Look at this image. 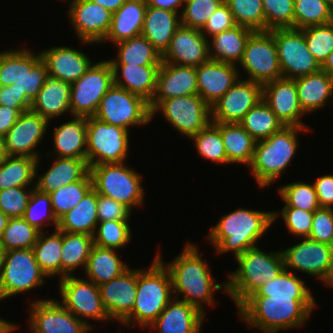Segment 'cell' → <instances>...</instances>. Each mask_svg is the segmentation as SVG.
<instances>
[{"label": "cell", "mask_w": 333, "mask_h": 333, "mask_svg": "<svg viewBox=\"0 0 333 333\" xmlns=\"http://www.w3.org/2000/svg\"><path fill=\"white\" fill-rule=\"evenodd\" d=\"M49 122L40 114L28 110L22 112L15 124L4 136L8 156H26L41 159L35 148L42 143Z\"/></svg>", "instance_id": "cell-20"}, {"label": "cell", "mask_w": 333, "mask_h": 333, "mask_svg": "<svg viewBox=\"0 0 333 333\" xmlns=\"http://www.w3.org/2000/svg\"><path fill=\"white\" fill-rule=\"evenodd\" d=\"M0 52V86H10L22 77V48Z\"/></svg>", "instance_id": "cell-59"}, {"label": "cell", "mask_w": 333, "mask_h": 333, "mask_svg": "<svg viewBox=\"0 0 333 333\" xmlns=\"http://www.w3.org/2000/svg\"><path fill=\"white\" fill-rule=\"evenodd\" d=\"M237 25L228 4L224 1L208 19L201 30L202 34L208 39L218 33Z\"/></svg>", "instance_id": "cell-62"}, {"label": "cell", "mask_w": 333, "mask_h": 333, "mask_svg": "<svg viewBox=\"0 0 333 333\" xmlns=\"http://www.w3.org/2000/svg\"><path fill=\"white\" fill-rule=\"evenodd\" d=\"M0 105L15 109H31L32 101L12 84L0 86Z\"/></svg>", "instance_id": "cell-63"}, {"label": "cell", "mask_w": 333, "mask_h": 333, "mask_svg": "<svg viewBox=\"0 0 333 333\" xmlns=\"http://www.w3.org/2000/svg\"><path fill=\"white\" fill-rule=\"evenodd\" d=\"M308 238L333 246V208L320 207L314 211Z\"/></svg>", "instance_id": "cell-60"}, {"label": "cell", "mask_w": 333, "mask_h": 333, "mask_svg": "<svg viewBox=\"0 0 333 333\" xmlns=\"http://www.w3.org/2000/svg\"><path fill=\"white\" fill-rule=\"evenodd\" d=\"M333 21V9L326 0H294V28L327 24Z\"/></svg>", "instance_id": "cell-47"}, {"label": "cell", "mask_w": 333, "mask_h": 333, "mask_svg": "<svg viewBox=\"0 0 333 333\" xmlns=\"http://www.w3.org/2000/svg\"><path fill=\"white\" fill-rule=\"evenodd\" d=\"M193 94H198L196 67L162 62L157 75L155 94L149 103L150 111L162 100Z\"/></svg>", "instance_id": "cell-24"}, {"label": "cell", "mask_w": 333, "mask_h": 333, "mask_svg": "<svg viewBox=\"0 0 333 333\" xmlns=\"http://www.w3.org/2000/svg\"><path fill=\"white\" fill-rule=\"evenodd\" d=\"M103 6L111 13L116 12L127 0H90Z\"/></svg>", "instance_id": "cell-67"}, {"label": "cell", "mask_w": 333, "mask_h": 333, "mask_svg": "<svg viewBox=\"0 0 333 333\" xmlns=\"http://www.w3.org/2000/svg\"><path fill=\"white\" fill-rule=\"evenodd\" d=\"M45 278L32 248L6 251L0 274V301L46 284Z\"/></svg>", "instance_id": "cell-10"}, {"label": "cell", "mask_w": 333, "mask_h": 333, "mask_svg": "<svg viewBox=\"0 0 333 333\" xmlns=\"http://www.w3.org/2000/svg\"><path fill=\"white\" fill-rule=\"evenodd\" d=\"M147 8V0H127L116 12L112 13L111 26L102 43L113 44L142 34Z\"/></svg>", "instance_id": "cell-31"}, {"label": "cell", "mask_w": 333, "mask_h": 333, "mask_svg": "<svg viewBox=\"0 0 333 333\" xmlns=\"http://www.w3.org/2000/svg\"><path fill=\"white\" fill-rule=\"evenodd\" d=\"M5 252L6 250L3 248V246L0 243V274L2 271V267L4 265Z\"/></svg>", "instance_id": "cell-73"}, {"label": "cell", "mask_w": 333, "mask_h": 333, "mask_svg": "<svg viewBox=\"0 0 333 333\" xmlns=\"http://www.w3.org/2000/svg\"><path fill=\"white\" fill-rule=\"evenodd\" d=\"M34 187L0 190V210L9 218H22Z\"/></svg>", "instance_id": "cell-57"}, {"label": "cell", "mask_w": 333, "mask_h": 333, "mask_svg": "<svg viewBox=\"0 0 333 333\" xmlns=\"http://www.w3.org/2000/svg\"><path fill=\"white\" fill-rule=\"evenodd\" d=\"M246 79L264 85L282 78L274 30L254 31L248 38L241 61Z\"/></svg>", "instance_id": "cell-12"}, {"label": "cell", "mask_w": 333, "mask_h": 333, "mask_svg": "<svg viewBox=\"0 0 333 333\" xmlns=\"http://www.w3.org/2000/svg\"><path fill=\"white\" fill-rule=\"evenodd\" d=\"M93 245L91 235L62 231L61 278L73 276L80 266L85 271Z\"/></svg>", "instance_id": "cell-39"}, {"label": "cell", "mask_w": 333, "mask_h": 333, "mask_svg": "<svg viewBox=\"0 0 333 333\" xmlns=\"http://www.w3.org/2000/svg\"><path fill=\"white\" fill-rule=\"evenodd\" d=\"M39 233L40 231L31 226L23 217L9 218L0 243L6 251L30 249L37 241Z\"/></svg>", "instance_id": "cell-50"}, {"label": "cell", "mask_w": 333, "mask_h": 333, "mask_svg": "<svg viewBox=\"0 0 333 333\" xmlns=\"http://www.w3.org/2000/svg\"><path fill=\"white\" fill-rule=\"evenodd\" d=\"M93 235L94 244L102 248L119 250L128 245L131 239L129 221H103L98 222Z\"/></svg>", "instance_id": "cell-53"}, {"label": "cell", "mask_w": 333, "mask_h": 333, "mask_svg": "<svg viewBox=\"0 0 333 333\" xmlns=\"http://www.w3.org/2000/svg\"><path fill=\"white\" fill-rule=\"evenodd\" d=\"M94 117L130 131V126L149 124L151 111L142 97L113 84L101 99Z\"/></svg>", "instance_id": "cell-9"}, {"label": "cell", "mask_w": 333, "mask_h": 333, "mask_svg": "<svg viewBox=\"0 0 333 333\" xmlns=\"http://www.w3.org/2000/svg\"><path fill=\"white\" fill-rule=\"evenodd\" d=\"M254 31L235 25L208 40L210 60L239 65L245 45Z\"/></svg>", "instance_id": "cell-35"}, {"label": "cell", "mask_w": 333, "mask_h": 333, "mask_svg": "<svg viewBox=\"0 0 333 333\" xmlns=\"http://www.w3.org/2000/svg\"><path fill=\"white\" fill-rule=\"evenodd\" d=\"M147 4L154 8H162L180 14L184 5V0H147ZM179 9H181V11H179Z\"/></svg>", "instance_id": "cell-66"}, {"label": "cell", "mask_w": 333, "mask_h": 333, "mask_svg": "<svg viewBox=\"0 0 333 333\" xmlns=\"http://www.w3.org/2000/svg\"><path fill=\"white\" fill-rule=\"evenodd\" d=\"M114 84L150 103L156 90L160 65L111 64ZM121 75V76H120Z\"/></svg>", "instance_id": "cell-28"}, {"label": "cell", "mask_w": 333, "mask_h": 333, "mask_svg": "<svg viewBox=\"0 0 333 333\" xmlns=\"http://www.w3.org/2000/svg\"><path fill=\"white\" fill-rule=\"evenodd\" d=\"M225 0H189L180 13L181 25L202 30L208 19Z\"/></svg>", "instance_id": "cell-55"}, {"label": "cell", "mask_w": 333, "mask_h": 333, "mask_svg": "<svg viewBox=\"0 0 333 333\" xmlns=\"http://www.w3.org/2000/svg\"><path fill=\"white\" fill-rule=\"evenodd\" d=\"M7 156L5 139L3 136H0V162H2Z\"/></svg>", "instance_id": "cell-72"}, {"label": "cell", "mask_w": 333, "mask_h": 333, "mask_svg": "<svg viewBox=\"0 0 333 333\" xmlns=\"http://www.w3.org/2000/svg\"><path fill=\"white\" fill-rule=\"evenodd\" d=\"M278 194L285 203L283 207L299 208L308 212L320 208L313 184L302 181L289 183L280 186Z\"/></svg>", "instance_id": "cell-49"}, {"label": "cell", "mask_w": 333, "mask_h": 333, "mask_svg": "<svg viewBox=\"0 0 333 333\" xmlns=\"http://www.w3.org/2000/svg\"><path fill=\"white\" fill-rule=\"evenodd\" d=\"M58 290L61 298L58 302L91 328L94 325H90L88 319L110 321L102 303L99 286L92 281L75 275L66 276L59 280Z\"/></svg>", "instance_id": "cell-14"}, {"label": "cell", "mask_w": 333, "mask_h": 333, "mask_svg": "<svg viewBox=\"0 0 333 333\" xmlns=\"http://www.w3.org/2000/svg\"><path fill=\"white\" fill-rule=\"evenodd\" d=\"M69 6L67 15L82 45L101 43L109 32L112 13L90 0H72Z\"/></svg>", "instance_id": "cell-17"}, {"label": "cell", "mask_w": 333, "mask_h": 333, "mask_svg": "<svg viewBox=\"0 0 333 333\" xmlns=\"http://www.w3.org/2000/svg\"><path fill=\"white\" fill-rule=\"evenodd\" d=\"M309 129L284 126L267 139L256 142L253 159L248 167L260 188L270 187L287 170L298 149V134L309 132Z\"/></svg>", "instance_id": "cell-6"}, {"label": "cell", "mask_w": 333, "mask_h": 333, "mask_svg": "<svg viewBox=\"0 0 333 333\" xmlns=\"http://www.w3.org/2000/svg\"><path fill=\"white\" fill-rule=\"evenodd\" d=\"M198 94L212 107L241 77L237 65L209 60L196 67Z\"/></svg>", "instance_id": "cell-25"}, {"label": "cell", "mask_w": 333, "mask_h": 333, "mask_svg": "<svg viewBox=\"0 0 333 333\" xmlns=\"http://www.w3.org/2000/svg\"><path fill=\"white\" fill-rule=\"evenodd\" d=\"M208 40L201 30L181 25L162 55V62L197 67L210 60Z\"/></svg>", "instance_id": "cell-22"}, {"label": "cell", "mask_w": 333, "mask_h": 333, "mask_svg": "<svg viewBox=\"0 0 333 333\" xmlns=\"http://www.w3.org/2000/svg\"><path fill=\"white\" fill-rule=\"evenodd\" d=\"M117 249L93 245L84 271L87 280L100 286L120 276L130 266L118 257Z\"/></svg>", "instance_id": "cell-37"}, {"label": "cell", "mask_w": 333, "mask_h": 333, "mask_svg": "<svg viewBox=\"0 0 333 333\" xmlns=\"http://www.w3.org/2000/svg\"><path fill=\"white\" fill-rule=\"evenodd\" d=\"M308 50L320 65L333 51V21L302 29Z\"/></svg>", "instance_id": "cell-54"}, {"label": "cell", "mask_w": 333, "mask_h": 333, "mask_svg": "<svg viewBox=\"0 0 333 333\" xmlns=\"http://www.w3.org/2000/svg\"><path fill=\"white\" fill-rule=\"evenodd\" d=\"M239 124L256 141L265 140L284 127L263 99L245 114Z\"/></svg>", "instance_id": "cell-45"}, {"label": "cell", "mask_w": 333, "mask_h": 333, "mask_svg": "<svg viewBox=\"0 0 333 333\" xmlns=\"http://www.w3.org/2000/svg\"><path fill=\"white\" fill-rule=\"evenodd\" d=\"M130 131L87 117L86 159L91 166L124 163L127 160Z\"/></svg>", "instance_id": "cell-8"}, {"label": "cell", "mask_w": 333, "mask_h": 333, "mask_svg": "<svg viewBox=\"0 0 333 333\" xmlns=\"http://www.w3.org/2000/svg\"><path fill=\"white\" fill-rule=\"evenodd\" d=\"M73 118L53 130V151L57 157L86 159L87 117Z\"/></svg>", "instance_id": "cell-33"}, {"label": "cell", "mask_w": 333, "mask_h": 333, "mask_svg": "<svg viewBox=\"0 0 333 333\" xmlns=\"http://www.w3.org/2000/svg\"><path fill=\"white\" fill-rule=\"evenodd\" d=\"M31 109H15L0 105V136H5L15 124L22 112Z\"/></svg>", "instance_id": "cell-65"}, {"label": "cell", "mask_w": 333, "mask_h": 333, "mask_svg": "<svg viewBox=\"0 0 333 333\" xmlns=\"http://www.w3.org/2000/svg\"><path fill=\"white\" fill-rule=\"evenodd\" d=\"M113 84L110 61L93 63L82 77L71 84V116H94L101 99Z\"/></svg>", "instance_id": "cell-13"}, {"label": "cell", "mask_w": 333, "mask_h": 333, "mask_svg": "<svg viewBox=\"0 0 333 333\" xmlns=\"http://www.w3.org/2000/svg\"><path fill=\"white\" fill-rule=\"evenodd\" d=\"M184 246L183 251L171 263H164L160 251L155 256L170 273L174 297L196 306L205 314L204 304L215 305L214 292H226V281L223 285L215 283L209 264L199 255L197 245L188 242ZM179 295H183V298H178Z\"/></svg>", "instance_id": "cell-1"}, {"label": "cell", "mask_w": 333, "mask_h": 333, "mask_svg": "<svg viewBox=\"0 0 333 333\" xmlns=\"http://www.w3.org/2000/svg\"><path fill=\"white\" fill-rule=\"evenodd\" d=\"M221 133L227 164H251L256 140L239 123L212 122Z\"/></svg>", "instance_id": "cell-38"}, {"label": "cell", "mask_w": 333, "mask_h": 333, "mask_svg": "<svg viewBox=\"0 0 333 333\" xmlns=\"http://www.w3.org/2000/svg\"><path fill=\"white\" fill-rule=\"evenodd\" d=\"M274 39L283 78L295 79L321 70V65L308 50L302 29H274Z\"/></svg>", "instance_id": "cell-15"}, {"label": "cell", "mask_w": 333, "mask_h": 333, "mask_svg": "<svg viewBox=\"0 0 333 333\" xmlns=\"http://www.w3.org/2000/svg\"><path fill=\"white\" fill-rule=\"evenodd\" d=\"M125 163L91 166L90 174L97 194L111 197L133 210V207H143L145 193L142 176Z\"/></svg>", "instance_id": "cell-7"}, {"label": "cell", "mask_w": 333, "mask_h": 333, "mask_svg": "<svg viewBox=\"0 0 333 333\" xmlns=\"http://www.w3.org/2000/svg\"><path fill=\"white\" fill-rule=\"evenodd\" d=\"M29 308L28 323L33 333H88L93 329L64 308L58 299H37Z\"/></svg>", "instance_id": "cell-16"}, {"label": "cell", "mask_w": 333, "mask_h": 333, "mask_svg": "<svg viewBox=\"0 0 333 333\" xmlns=\"http://www.w3.org/2000/svg\"><path fill=\"white\" fill-rule=\"evenodd\" d=\"M194 141L198 154L211 162L227 164V154L223 144L220 130L211 122L200 130L190 140Z\"/></svg>", "instance_id": "cell-51"}, {"label": "cell", "mask_w": 333, "mask_h": 333, "mask_svg": "<svg viewBox=\"0 0 333 333\" xmlns=\"http://www.w3.org/2000/svg\"><path fill=\"white\" fill-rule=\"evenodd\" d=\"M118 53L111 64L161 65L162 56L142 34L116 43Z\"/></svg>", "instance_id": "cell-40"}, {"label": "cell", "mask_w": 333, "mask_h": 333, "mask_svg": "<svg viewBox=\"0 0 333 333\" xmlns=\"http://www.w3.org/2000/svg\"><path fill=\"white\" fill-rule=\"evenodd\" d=\"M302 239L298 244L281 250L285 269L297 270L323 281L329 270L333 246L308 237Z\"/></svg>", "instance_id": "cell-19"}, {"label": "cell", "mask_w": 333, "mask_h": 333, "mask_svg": "<svg viewBox=\"0 0 333 333\" xmlns=\"http://www.w3.org/2000/svg\"><path fill=\"white\" fill-rule=\"evenodd\" d=\"M273 223V211L241 207L222 215L218 223L211 227L207 237L218 255L231 252L236 259L246 250L257 247V242Z\"/></svg>", "instance_id": "cell-3"}, {"label": "cell", "mask_w": 333, "mask_h": 333, "mask_svg": "<svg viewBox=\"0 0 333 333\" xmlns=\"http://www.w3.org/2000/svg\"><path fill=\"white\" fill-rule=\"evenodd\" d=\"M93 187L90 172L80 181L63 185L49 193L53 213L57 220L68 211L72 210Z\"/></svg>", "instance_id": "cell-46"}, {"label": "cell", "mask_w": 333, "mask_h": 333, "mask_svg": "<svg viewBox=\"0 0 333 333\" xmlns=\"http://www.w3.org/2000/svg\"><path fill=\"white\" fill-rule=\"evenodd\" d=\"M313 185L320 207L333 208V175L319 176Z\"/></svg>", "instance_id": "cell-64"}, {"label": "cell", "mask_w": 333, "mask_h": 333, "mask_svg": "<svg viewBox=\"0 0 333 333\" xmlns=\"http://www.w3.org/2000/svg\"><path fill=\"white\" fill-rule=\"evenodd\" d=\"M39 162H41L40 159L37 160L36 164V177L38 180L36 178L35 187L39 191L48 194L63 185L82 180L90 172L87 159L56 157L55 161L52 162V166L44 174L39 175L37 174Z\"/></svg>", "instance_id": "cell-29"}, {"label": "cell", "mask_w": 333, "mask_h": 333, "mask_svg": "<svg viewBox=\"0 0 333 333\" xmlns=\"http://www.w3.org/2000/svg\"><path fill=\"white\" fill-rule=\"evenodd\" d=\"M321 70L325 71L330 77L333 78V51L321 65Z\"/></svg>", "instance_id": "cell-68"}, {"label": "cell", "mask_w": 333, "mask_h": 333, "mask_svg": "<svg viewBox=\"0 0 333 333\" xmlns=\"http://www.w3.org/2000/svg\"><path fill=\"white\" fill-rule=\"evenodd\" d=\"M279 213V214H278ZM281 215L287 230L300 238L309 237L312 230L314 212H308L299 208L283 207L281 212H273V222Z\"/></svg>", "instance_id": "cell-58"}, {"label": "cell", "mask_w": 333, "mask_h": 333, "mask_svg": "<svg viewBox=\"0 0 333 333\" xmlns=\"http://www.w3.org/2000/svg\"><path fill=\"white\" fill-rule=\"evenodd\" d=\"M265 31L294 28V0H263Z\"/></svg>", "instance_id": "cell-56"}, {"label": "cell", "mask_w": 333, "mask_h": 333, "mask_svg": "<svg viewBox=\"0 0 333 333\" xmlns=\"http://www.w3.org/2000/svg\"><path fill=\"white\" fill-rule=\"evenodd\" d=\"M238 268L228 274L226 293L239 307L270 278L277 277L284 269L281 250L266 252L259 247L246 250L235 259Z\"/></svg>", "instance_id": "cell-5"}, {"label": "cell", "mask_w": 333, "mask_h": 333, "mask_svg": "<svg viewBox=\"0 0 333 333\" xmlns=\"http://www.w3.org/2000/svg\"><path fill=\"white\" fill-rule=\"evenodd\" d=\"M262 99L284 126L309 127L301 120L306 114L301 109L294 79L282 77L264 84Z\"/></svg>", "instance_id": "cell-21"}, {"label": "cell", "mask_w": 333, "mask_h": 333, "mask_svg": "<svg viewBox=\"0 0 333 333\" xmlns=\"http://www.w3.org/2000/svg\"><path fill=\"white\" fill-rule=\"evenodd\" d=\"M181 26L180 14L147 4L142 35L162 56L168 49L175 31Z\"/></svg>", "instance_id": "cell-30"}, {"label": "cell", "mask_w": 333, "mask_h": 333, "mask_svg": "<svg viewBox=\"0 0 333 333\" xmlns=\"http://www.w3.org/2000/svg\"><path fill=\"white\" fill-rule=\"evenodd\" d=\"M110 320L122 323L132 312L137 290V269L130 267L120 276L99 286Z\"/></svg>", "instance_id": "cell-23"}, {"label": "cell", "mask_w": 333, "mask_h": 333, "mask_svg": "<svg viewBox=\"0 0 333 333\" xmlns=\"http://www.w3.org/2000/svg\"><path fill=\"white\" fill-rule=\"evenodd\" d=\"M36 164L35 158L7 156L0 162V190L11 187H35Z\"/></svg>", "instance_id": "cell-41"}, {"label": "cell", "mask_w": 333, "mask_h": 333, "mask_svg": "<svg viewBox=\"0 0 333 333\" xmlns=\"http://www.w3.org/2000/svg\"><path fill=\"white\" fill-rule=\"evenodd\" d=\"M97 204L98 194L92 187L72 210L58 219L57 229L93 236L99 222Z\"/></svg>", "instance_id": "cell-36"}, {"label": "cell", "mask_w": 333, "mask_h": 333, "mask_svg": "<svg viewBox=\"0 0 333 333\" xmlns=\"http://www.w3.org/2000/svg\"><path fill=\"white\" fill-rule=\"evenodd\" d=\"M17 326L18 325H16V323L14 324V322L0 318V333H12V331L14 332V330L17 329Z\"/></svg>", "instance_id": "cell-69"}, {"label": "cell", "mask_w": 333, "mask_h": 333, "mask_svg": "<svg viewBox=\"0 0 333 333\" xmlns=\"http://www.w3.org/2000/svg\"><path fill=\"white\" fill-rule=\"evenodd\" d=\"M323 283L327 287L333 288V251L331 255L329 270L327 272V275L325 276V279L323 280Z\"/></svg>", "instance_id": "cell-70"}, {"label": "cell", "mask_w": 333, "mask_h": 333, "mask_svg": "<svg viewBox=\"0 0 333 333\" xmlns=\"http://www.w3.org/2000/svg\"><path fill=\"white\" fill-rule=\"evenodd\" d=\"M237 25L265 31L263 0H225Z\"/></svg>", "instance_id": "cell-52"}, {"label": "cell", "mask_w": 333, "mask_h": 333, "mask_svg": "<svg viewBox=\"0 0 333 333\" xmlns=\"http://www.w3.org/2000/svg\"><path fill=\"white\" fill-rule=\"evenodd\" d=\"M263 98V85L239 78L211 107L212 122L239 123Z\"/></svg>", "instance_id": "cell-18"}, {"label": "cell", "mask_w": 333, "mask_h": 333, "mask_svg": "<svg viewBox=\"0 0 333 333\" xmlns=\"http://www.w3.org/2000/svg\"><path fill=\"white\" fill-rule=\"evenodd\" d=\"M48 77L46 63L40 53L27 48L22 49V77L13 84L21 93L33 101L45 84Z\"/></svg>", "instance_id": "cell-42"}, {"label": "cell", "mask_w": 333, "mask_h": 333, "mask_svg": "<svg viewBox=\"0 0 333 333\" xmlns=\"http://www.w3.org/2000/svg\"><path fill=\"white\" fill-rule=\"evenodd\" d=\"M329 6L333 9V0H326Z\"/></svg>", "instance_id": "cell-74"}, {"label": "cell", "mask_w": 333, "mask_h": 333, "mask_svg": "<svg viewBox=\"0 0 333 333\" xmlns=\"http://www.w3.org/2000/svg\"><path fill=\"white\" fill-rule=\"evenodd\" d=\"M132 210L111 197L98 194L97 215L99 222L130 221Z\"/></svg>", "instance_id": "cell-61"}, {"label": "cell", "mask_w": 333, "mask_h": 333, "mask_svg": "<svg viewBox=\"0 0 333 333\" xmlns=\"http://www.w3.org/2000/svg\"><path fill=\"white\" fill-rule=\"evenodd\" d=\"M204 316L196 306L174 297L147 328L157 333H200Z\"/></svg>", "instance_id": "cell-27"}, {"label": "cell", "mask_w": 333, "mask_h": 333, "mask_svg": "<svg viewBox=\"0 0 333 333\" xmlns=\"http://www.w3.org/2000/svg\"><path fill=\"white\" fill-rule=\"evenodd\" d=\"M8 220H9V217L6 216V215L0 210V242H1V240H2L3 232H4V229H5L6 226H7Z\"/></svg>", "instance_id": "cell-71"}, {"label": "cell", "mask_w": 333, "mask_h": 333, "mask_svg": "<svg viewBox=\"0 0 333 333\" xmlns=\"http://www.w3.org/2000/svg\"><path fill=\"white\" fill-rule=\"evenodd\" d=\"M294 80L301 109L306 115L322 109L333 96V78L323 70Z\"/></svg>", "instance_id": "cell-34"}, {"label": "cell", "mask_w": 333, "mask_h": 333, "mask_svg": "<svg viewBox=\"0 0 333 333\" xmlns=\"http://www.w3.org/2000/svg\"><path fill=\"white\" fill-rule=\"evenodd\" d=\"M71 84L47 77L38 96L32 101L31 110L40 114L49 123L54 118L70 112Z\"/></svg>", "instance_id": "cell-32"}, {"label": "cell", "mask_w": 333, "mask_h": 333, "mask_svg": "<svg viewBox=\"0 0 333 333\" xmlns=\"http://www.w3.org/2000/svg\"><path fill=\"white\" fill-rule=\"evenodd\" d=\"M45 231L39 233L32 247L34 257L48 278L56 277L58 274L61 279L62 231L55 229L48 236Z\"/></svg>", "instance_id": "cell-43"}, {"label": "cell", "mask_w": 333, "mask_h": 333, "mask_svg": "<svg viewBox=\"0 0 333 333\" xmlns=\"http://www.w3.org/2000/svg\"><path fill=\"white\" fill-rule=\"evenodd\" d=\"M48 76L72 84L82 77L93 64L86 53L78 49L56 46L41 53Z\"/></svg>", "instance_id": "cell-26"}, {"label": "cell", "mask_w": 333, "mask_h": 333, "mask_svg": "<svg viewBox=\"0 0 333 333\" xmlns=\"http://www.w3.org/2000/svg\"><path fill=\"white\" fill-rule=\"evenodd\" d=\"M173 298L170 273L155 256L147 270L145 268L137 269L135 303L130 315L121 324L128 328L133 324L147 328Z\"/></svg>", "instance_id": "cell-4"}, {"label": "cell", "mask_w": 333, "mask_h": 333, "mask_svg": "<svg viewBox=\"0 0 333 333\" xmlns=\"http://www.w3.org/2000/svg\"><path fill=\"white\" fill-rule=\"evenodd\" d=\"M23 218L40 232L44 226L52 224L57 229L58 220L53 213L51 197L48 193L33 188Z\"/></svg>", "instance_id": "cell-48"}, {"label": "cell", "mask_w": 333, "mask_h": 333, "mask_svg": "<svg viewBox=\"0 0 333 333\" xmlns=\"http://www.w3.org/2000/svg\"><path fill=\"white\" fill-rule=\"evenodd\" d=\"M315 298L248 297L237 309L240 320L264 333L306 326Z\"/></svg>", "instance_id": "cell-2"}, {"label": "cell", "mask_w": 333, "mask_h": 333, "mask_svg": "<svg viewBox=\"0 0 333 333\" xmlns=\"http://www.w3.org/2000/svg\"><path fill=\"white\" fill-rule=\"evenodd\" d=\"M158 112H162L171 127L188 139L212 122L211 107L199 94L162 100L151 111V119Z\"/></svg>", "instance_id": "cell-11"}, {"label": "cell", "mask_w": 333, "mask_h": 333, "mask_svg": "<svg viewBox=\"0 0 333 333\" xmlns=\"http://www.w3.org/2000/svg\"><path fill=\"white\" fill-rule=\"evenodd\" d=\"M314 298L304 280L295 272L284 269L277 277L270 278L249 297Z\"/></svg>", "instance_id": "cell-44"}]
</instances>
